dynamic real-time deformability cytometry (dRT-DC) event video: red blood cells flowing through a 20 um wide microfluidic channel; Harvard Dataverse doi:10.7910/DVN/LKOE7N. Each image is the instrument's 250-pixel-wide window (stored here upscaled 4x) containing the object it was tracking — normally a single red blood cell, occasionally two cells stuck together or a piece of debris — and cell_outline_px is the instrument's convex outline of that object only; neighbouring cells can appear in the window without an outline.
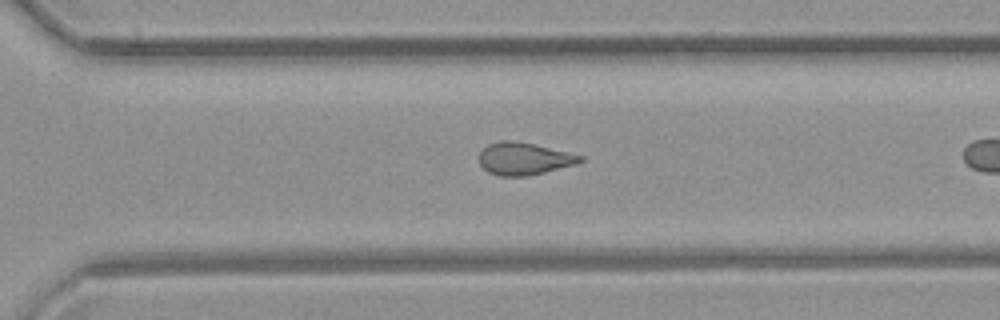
{"species": "common noctule bat (a hibernating species)", "species_latin": "Nyctalus noctula", "temperature_condition": "room temperature", "stored_images_in_passage": 21, "camera_frame_rate_fps": 3000, "um_per_image_px": 0.085, "animal": {"sex": "female", "body_mass_g": 21.9}, "frame": {"image": 1, "passage_image": 18, "time_ms": 5.667, "image_size_px": [1000, 320], "cell_outline_px": [[584, 160], [576, 164], [528, 176], [500, 176], [488, 172], [480, 164], [480, 152], [488, 144], [500, 140], [512, 140], [532, 144], [568, 152], [584, 156]], "centroid_in_image_um": [44.54, 13.49], "position_along_channel_um": 326.1, "area_um2": 18.9}}